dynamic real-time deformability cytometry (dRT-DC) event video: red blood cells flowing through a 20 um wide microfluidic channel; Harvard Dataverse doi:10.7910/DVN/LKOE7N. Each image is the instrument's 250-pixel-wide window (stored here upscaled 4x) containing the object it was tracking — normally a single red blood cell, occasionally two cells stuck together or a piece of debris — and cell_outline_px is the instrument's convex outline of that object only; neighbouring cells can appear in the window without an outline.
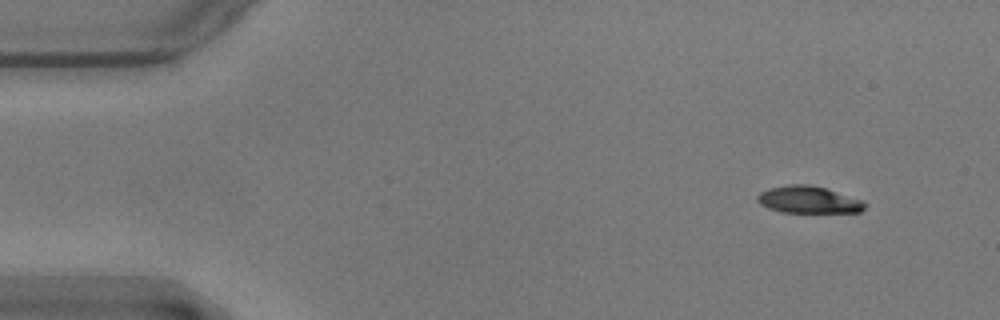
{"species": "common noctule bat (a hibernating species)", "species_latin": "Nyctalus noctula", "temperature_condition": "warm", "stored_images_in_passage": 10, "camera_frame_rate_fps": 3000, "um_per_image_px": 0.085, "animal": {"sex": "male", "body_mass_g": 17.9}, "frame": {"image": 1, "passage_image": 1, "time_ms": 0.0, "image_size_px": [1000, 320], "cell_outline_px": [[868, 204], [860, 212], [784, 212], [768, 208], [760, 204], [756, 200], [756, 196], [760, 192], [768, 188], [788, 184], [808, 184], [828, 188], [864, 200]], "centroid_in_image_um": [68.74, 16.96], "position_along_channel_um": 16.3, "area_um2": 17.22}}